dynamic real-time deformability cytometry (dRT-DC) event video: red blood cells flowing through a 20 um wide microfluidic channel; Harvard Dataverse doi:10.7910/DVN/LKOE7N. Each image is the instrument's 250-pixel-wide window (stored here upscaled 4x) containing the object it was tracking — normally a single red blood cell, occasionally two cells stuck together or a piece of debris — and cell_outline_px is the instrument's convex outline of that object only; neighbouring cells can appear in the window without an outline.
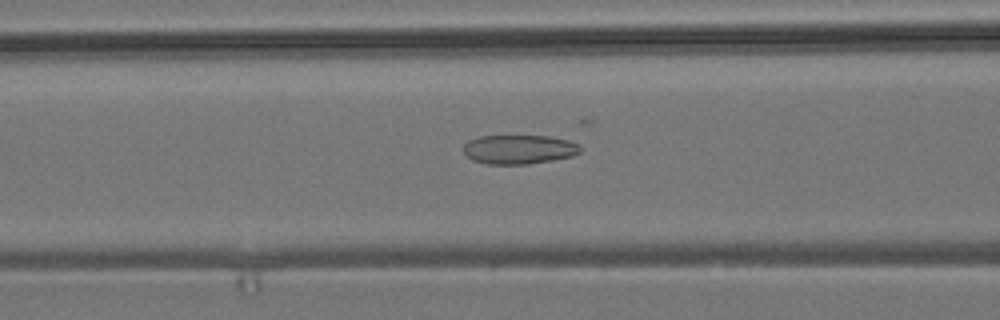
{"species": "common noctule bat (a hibernating species)", "species_latin": "Nyctalus noctula", "temperature_condition": "room temperature", "stored_images_in_passage": 39, "camera_frame_rate_fps": 3000, "um_per_image_px": 0.085, "animal": {"sex": "male", "body_mass_g": 19.2, "forearm_length_mm": 51.8}, "frame": {"image": 1, "passage_image": 6, "time_ms": 1.667, "image_size_px": [1000, 320], "cell_outline_px": [[584, 148], [580, 152], [572, 156], [552, 160], [528, 164], [488, 164], [472, 160], [464, 152], [464, 144], [468, 140], [480, 136], [548, 136], [568, 140]], "centroid_in_image_um": [44.12, 12.7], "position_along_channel_um": 122.5, "area_um2": 19.83}}
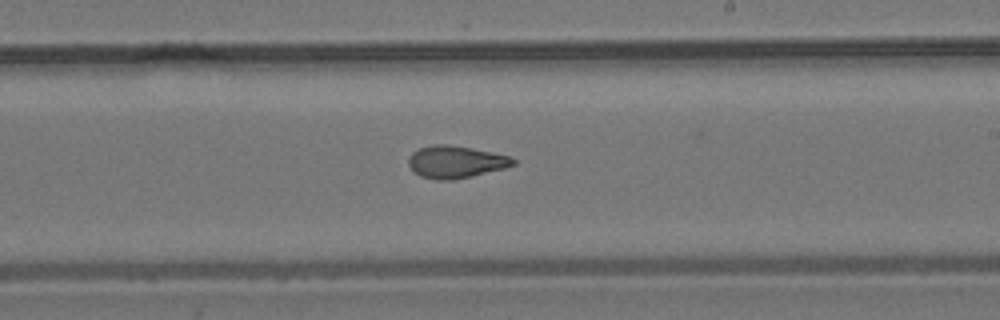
{"frame": {"image": 2, "passage_image": 16, "time_ms": 5.0, "image_size_px": [1000, 320], "cell_outline_px": [[516, 164], [504, 168], [472, 176], [452, 180], [436, 180], [420, 176], [408, 164], [408, 160], [412, 152], [420, 148], [432, 144], [448, 144], [472, 148], [492, 152], [508, 156], [516, 160]], "centroid_in_image_um": [38.73, 13.76], "position_along_channel_um": 250.3, "area_um2": 19.59}}
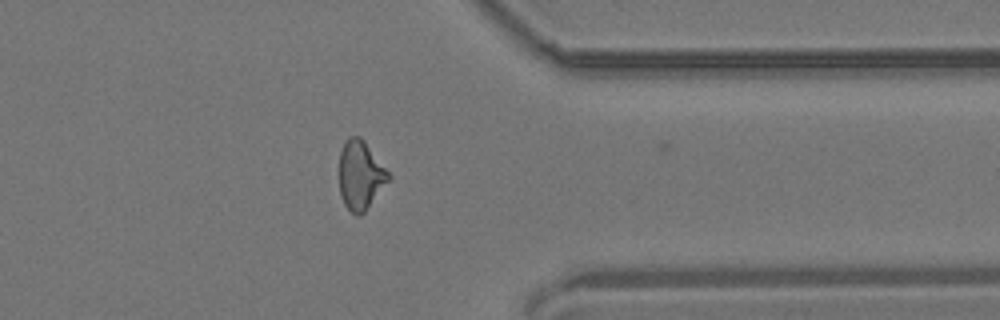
{"frame": {"image": 3, "passage_image": 27, "time_ms": 8.667, "image_size_px": [1000, 320], "cell_outline_px": [[392, 176], [364, 212], [360, 216], [356, 216], [344, 204], [340, 196], [340, 152], [344, 140], [348, 136], [360, 136], [364, 140]], "centroid_in_image_um": [30.63, 14.87], "position_along_channel_um": 380.8, "area_um2": 19.71}}